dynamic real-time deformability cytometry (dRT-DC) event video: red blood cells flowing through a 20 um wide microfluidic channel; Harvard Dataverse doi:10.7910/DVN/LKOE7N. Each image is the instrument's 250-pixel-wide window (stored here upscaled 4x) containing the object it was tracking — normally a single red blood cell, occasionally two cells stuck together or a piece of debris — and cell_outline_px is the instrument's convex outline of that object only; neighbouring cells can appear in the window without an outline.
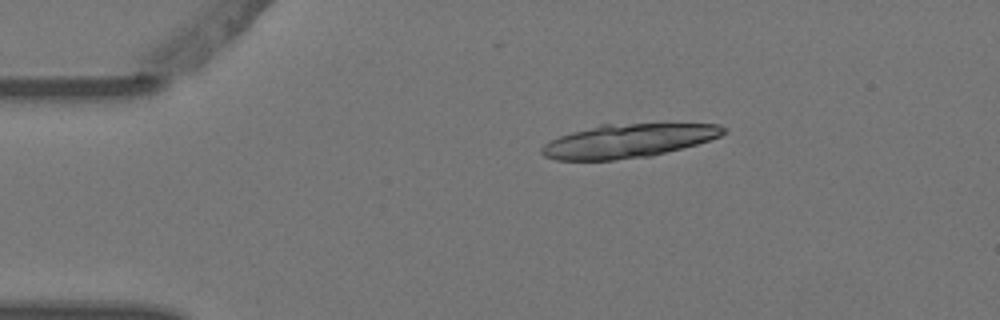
{"species": "Egyptian fruit bat (a non-hibernating species)", "species_latin": "Rousettus aegyptiacus", "temperature_condition": "warm", "stored_images_in_passage": 5, "camera_frame_rate_fps": 3000, "um_per_image_px": 0.085, "animal": {"sex": "female"}, "frame": {"image": 1, "passage_image": 3, "time_ms": 0.667, "image_size_px": [1000, 320], "cell_outline_px": [[724, 132], [720, 136], [696, 144], [652, 156], [612, 160], [556, 160], [544, 156], [540, 152], [540, 148], [544, 144], [560, 136], [572, 132], [600, 124], [720, 124], [724, 128]], "centroid_in_image_um": [53.35, 11.98], "position_along_channel_um": 31.7, "area_um2": 35.32}}
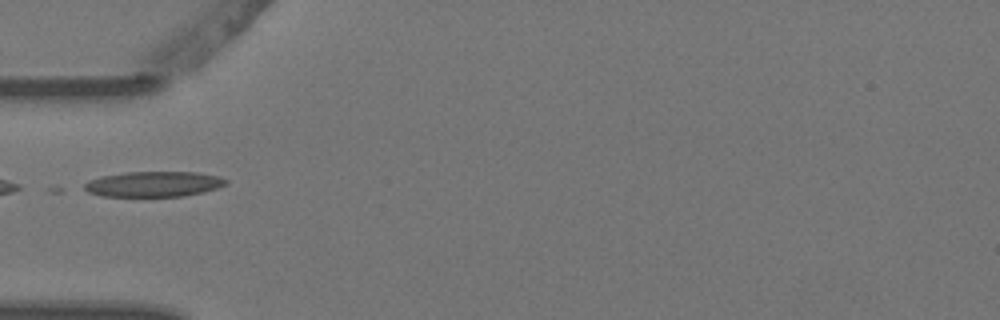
{"frame": {"image": 2, "passage_image": 5, "time_ms": 1.333, "image_size_px": [1000, 320], "cell_outline_px": [[228, 184], [204, 192], [180, 196], [104, 196], [88, 192], [84, 188], [84, 184], [88, 180], [104, 176], [124, 172], [196, 172], [220, 176], [228, 180]], "centroid_in_image_um": [13.09, 15.64], "position_along_channel_um": 71.9, "area_um2": 20.87}}